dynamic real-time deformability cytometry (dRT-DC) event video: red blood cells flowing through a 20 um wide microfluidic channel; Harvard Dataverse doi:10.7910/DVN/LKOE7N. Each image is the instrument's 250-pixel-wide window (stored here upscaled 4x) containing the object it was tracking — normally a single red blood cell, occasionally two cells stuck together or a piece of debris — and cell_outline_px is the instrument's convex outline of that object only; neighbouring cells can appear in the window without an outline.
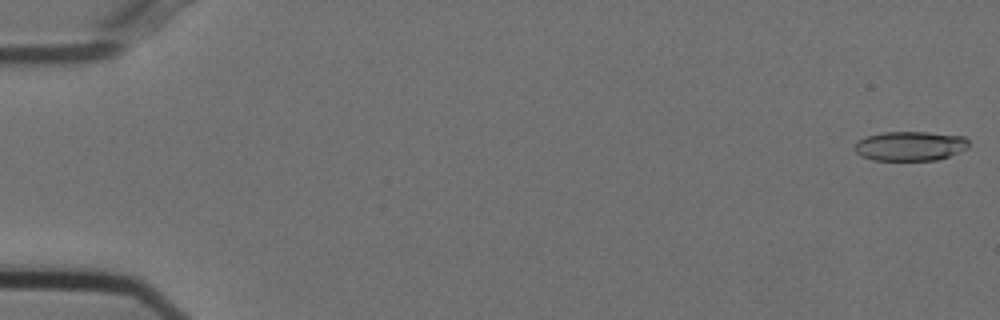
{"species": "Egyptian fruit bat (a non-hibernating species)", "species_latin": "Rousettus aegyptiacus", "temperature_condition": "cold", "stored_images_in_passage": 11, "camera_frame_rate_fps": 3000, "um_per_image_px": 0.085, "animal": {"sex": "female"}, "frame": {"image": 1, "passage_image": 1, "time_ms": 0.0, "image_size_px": [1000, 320], "cell_outline_px": [[968, 148], [948, 156], [936, 160], [872, 160], [860, 156], [856, 152], [856, 140], [868, 136], [884, 132], [928, 132], [964, 136], [968, 140]], "centroid_in_image_um": [77.36, 12.41], "position_along_channel_um": 7.6, "area_um2": 19.54}}